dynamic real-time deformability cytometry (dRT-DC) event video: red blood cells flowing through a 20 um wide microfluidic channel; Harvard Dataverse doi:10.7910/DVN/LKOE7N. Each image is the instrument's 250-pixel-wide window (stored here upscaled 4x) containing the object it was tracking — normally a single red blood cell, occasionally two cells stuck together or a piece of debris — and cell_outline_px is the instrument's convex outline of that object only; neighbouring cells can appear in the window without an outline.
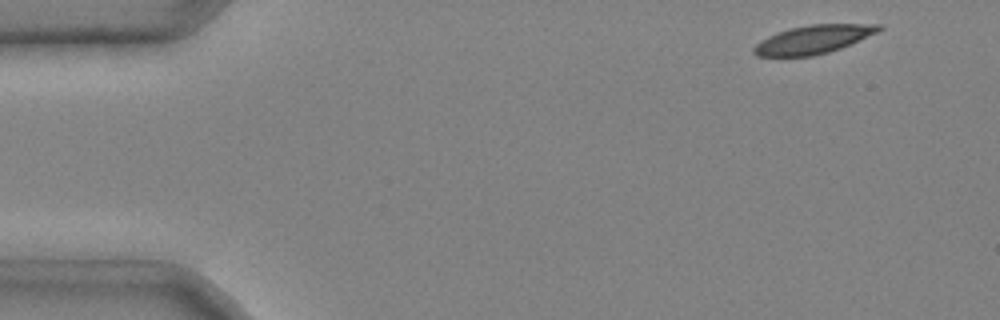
{"species": "common noctule bat (a hibernating species)", "species_latin": "Nyctalus noctula", "temperature_condition": "cold", "stored_images_in_passage": 4, "camera_frame_rate_fps": 3000, "um_per_image_px": 0.085, "animal": {"sex": "male", "body_mass_g": 20.4}, "frame": {"image": 1, "passage_image": 1, "time_ms": 0.0, "image_size_px": [1000, 320], "cell_outline_px": [[884, 28], [880, 32], [840, 48], [828, 52], [812, 56], [756, 56], [752, 52], [752, 48], [756, 44], [768, 36], [792, 28], [812, 24], [884, 24]], "centroid_in_image_um": [69.19, 3.35], "position_along_channel_um": 15.8, "area_um2": 20.63}}